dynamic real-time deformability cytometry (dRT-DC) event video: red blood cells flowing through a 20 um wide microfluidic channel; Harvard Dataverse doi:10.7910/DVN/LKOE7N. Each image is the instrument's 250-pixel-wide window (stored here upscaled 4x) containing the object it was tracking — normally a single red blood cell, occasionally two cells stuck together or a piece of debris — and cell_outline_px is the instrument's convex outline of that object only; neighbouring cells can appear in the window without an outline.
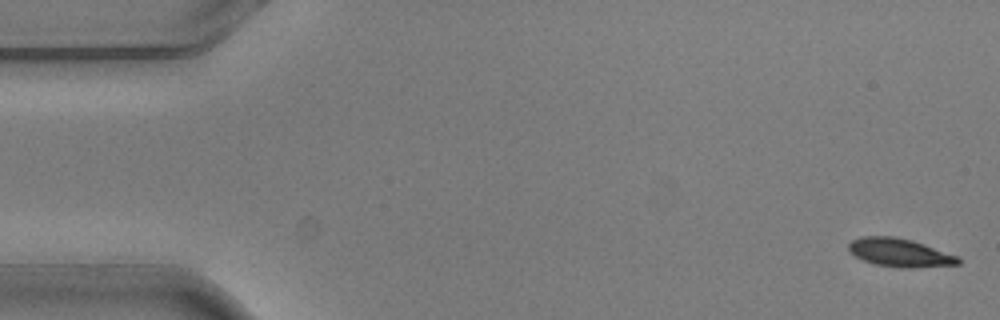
{"species": "common noctule bat (a hibernating species)", "species_latin": "Nyctalus noctula", "temperature_condition": "warm", "stored_images_in_passage": 5, "camera_frame_rate_fps": 3000, "um_per_image_px": 0.085, "animal": {"sex": "male", "body_mass_g": 20.5, "forearm_length_mm": 52.5}, "frame": {"image": 1, "passage_image": 1, "time_ms": 0.0, "image_size_px": [1000, 320], "cell_outline_px": [[960, 264], [912, 268], [900, 268], [876, 264], [864, 260], [856, 256], [848, 248], [848, 244], [852, 240], [860, 236], [892, 236], [912, 240], [960, 256]], "centroid_in_image_um": [76.51, 21.47], "position_along_channel_um": 8.5, "area_um2": 18.09}}
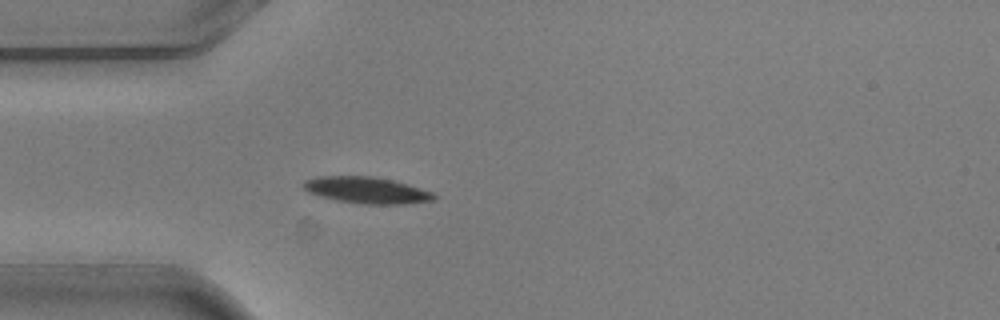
{"frame": {"image": 2, "passage_image": 5, "time_ms": 1.333, "image_size_px": [1000, 320], "cell_outline_px": [[436, 200], [404, 204], [364, 204], [336, 200], [320, 196], [308, 192], [300, 184], [304, 180], [320, 176], [372, 176], [392, 180], [432, 192], [436, 196]], "centroid_in_image_um": [31.13, 16.17], "position_along_channel_um": 53.9, "area_um2": 20.06}}